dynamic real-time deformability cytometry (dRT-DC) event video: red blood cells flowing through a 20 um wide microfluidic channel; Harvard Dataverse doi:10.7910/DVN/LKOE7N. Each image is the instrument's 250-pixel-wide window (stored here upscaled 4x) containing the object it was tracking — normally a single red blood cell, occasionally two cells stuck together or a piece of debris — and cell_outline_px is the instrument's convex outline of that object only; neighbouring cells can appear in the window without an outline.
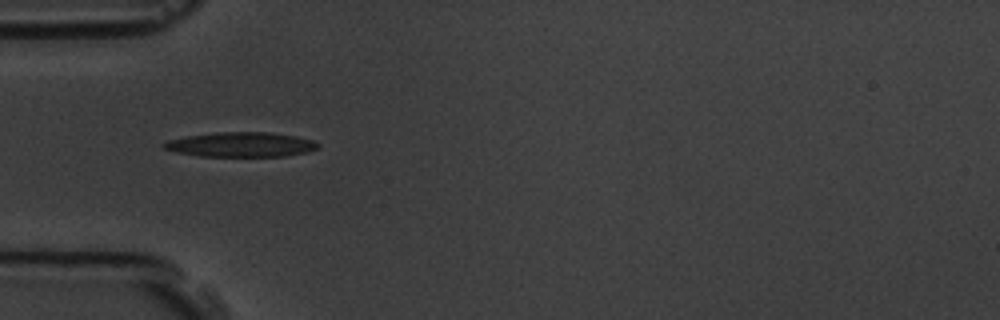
{"species": "common noctule bat (a hibernating species)", "species_latin": "Nyctalus noctula", "temperature_condition": "room temperature", "stored_images_in_passage": 6, "camera_frame_rate_fps": 3000, "um_per_image_px": 0.085, "animal": {"sex": "male", "body_mass_g": 19.5, "forearm_length_mm": 54.6}, "frame": {"image": 1, "passage_image": 4, "time_ms": 3.667, "image_size_px": [1000, 320], "cell_outline_px": [[320, 148], [308, 152], [284, 156], [200, 156], [176, 152], [164, 148], [160, 144], [168, 140], [188, 136], [216, 132], [268, 132], [296, 136], [312, 140], [320, 144]], "centroid_in_image_um": [20.5, 12.29], "position_along_channel_um": 64.5, "area_um2": 22.2}}
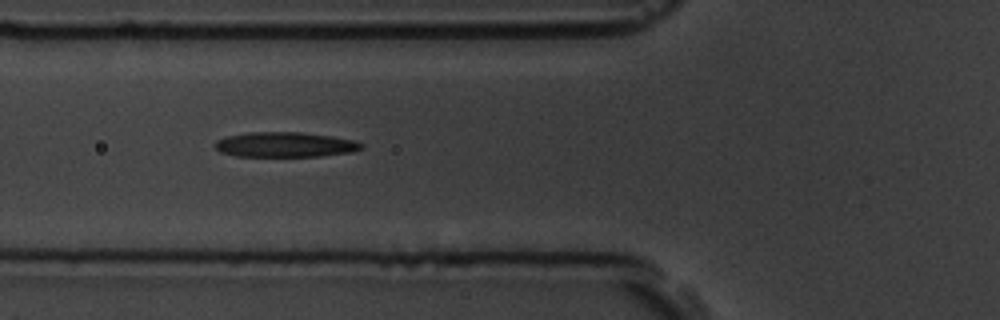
{"frame": {"image": 2, "passage_image": 5, "time_ms": 4.667, "image_size_px": [1000, 320], "cell_outline_px": [[364, 148], [352, 152], [320, 156], [236, 156], [220, 152], [216, 148], [216, 140], [228, 136], [248, 132], [300, 132], [332, 136], [352, 140], [364, 144]], "centroid_in_image_um": [24.25, 12.29], "position_along_channel_um": 101.6, "area_um2": 21.27}}
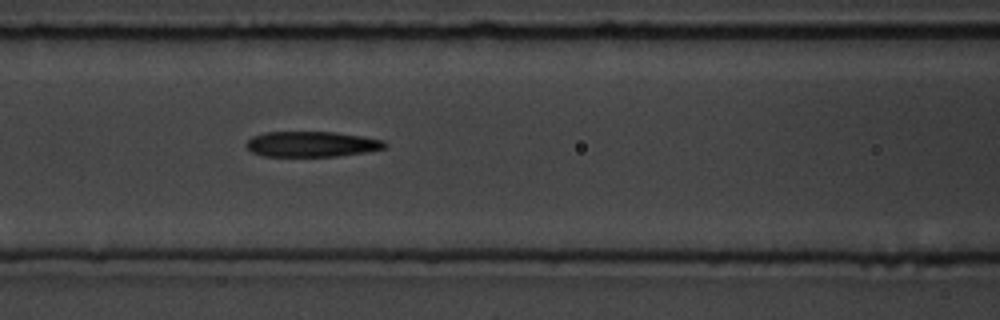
{"frame": {"image": 3, "passage_image": 6, "time_ms": 5.667, "image_size_px": [1000, 320], "cell_outline_px": [[388, 144], [384, 148], [364, 152], [336, 156], [264, 156], [252, 152], [244, 144], [252, 136], [264, 132], [336, 132], [384, 140]], "centroid_in_image_um": [26.46, 12.24], "position_along_channel_um": 140.1, "area_um2": 20.46}}